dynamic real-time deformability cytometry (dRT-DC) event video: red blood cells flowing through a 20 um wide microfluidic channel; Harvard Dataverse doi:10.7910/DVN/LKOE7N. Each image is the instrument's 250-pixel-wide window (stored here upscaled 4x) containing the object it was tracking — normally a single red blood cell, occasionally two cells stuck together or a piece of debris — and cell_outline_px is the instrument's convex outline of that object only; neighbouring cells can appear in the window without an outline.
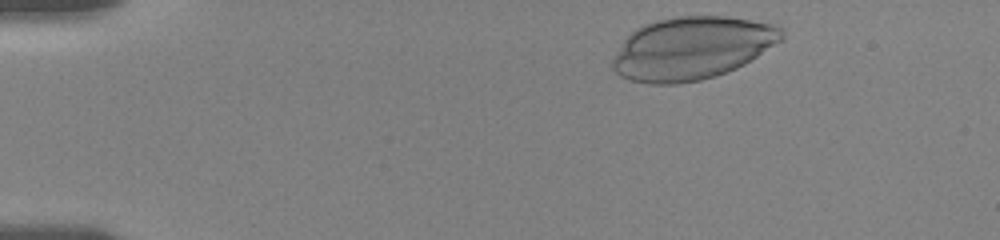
{"species": "human", "species_latin": "Homo sapiens", "temperature_condition": "room temperature", "stored_images_in_passage": 42, "camera_frame_rate_fps": 3000, "um_per_image_px": 0.085, "donor": {"sex": "female"}, "frame": {"image": 1, "passage_image": 2, "time_ms": 0.333, "image_size_px": [1000, 240], "cell_outline_px": [[784, 40], [744, 64], [736, 68], [716, 76], [700, 80], [676, 84], [648, 84], [632, 80], [620, 76], [608, 64], [624, 40], [636, 28], [644, 24], [660, 20], [680, 16], [724, 16], [772, 24], [784, 28]], "centroid_in_image_um": [58.82, 4.11], "position_along_channel_um": 26.2, "area_um2": 61.9}}